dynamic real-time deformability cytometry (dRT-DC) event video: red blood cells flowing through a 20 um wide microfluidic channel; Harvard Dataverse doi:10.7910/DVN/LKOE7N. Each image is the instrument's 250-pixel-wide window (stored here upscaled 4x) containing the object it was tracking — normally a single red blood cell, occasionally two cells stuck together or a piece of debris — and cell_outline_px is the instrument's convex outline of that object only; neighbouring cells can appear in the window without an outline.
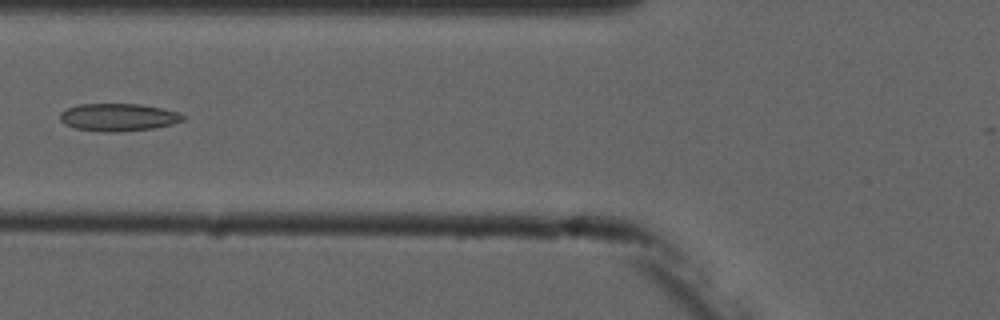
{"species": "common noctule bat (a hibernating species)", "species_latin": "Nyctalus noctula", "temperature_condition": "cold", "stored_images_in_passage": 6, "camera_frame_rate_fps": 3000, "um_per_image_px": 0.085, "animal": {"sex": "male", "forearm_length_mm": 52.5}, "frame": {"image": 1, "passage_image": 6, "time_ms": 6.0, "image_size_px": [1000, 320], "cell_outline_px": [[184, 120], [172, 124], [152, 128], [116, 132], [100, 132], [76, 128], [64, 124], [60, 120], [60, 112], [68, 108], [80, 104], [140, 104], [164, 108], [176, 112], [184, 116]], "centroid_in_image_um": [10.03, 9.96], "position_along_channel_um": 115.8, "area_um2": 19.71}}